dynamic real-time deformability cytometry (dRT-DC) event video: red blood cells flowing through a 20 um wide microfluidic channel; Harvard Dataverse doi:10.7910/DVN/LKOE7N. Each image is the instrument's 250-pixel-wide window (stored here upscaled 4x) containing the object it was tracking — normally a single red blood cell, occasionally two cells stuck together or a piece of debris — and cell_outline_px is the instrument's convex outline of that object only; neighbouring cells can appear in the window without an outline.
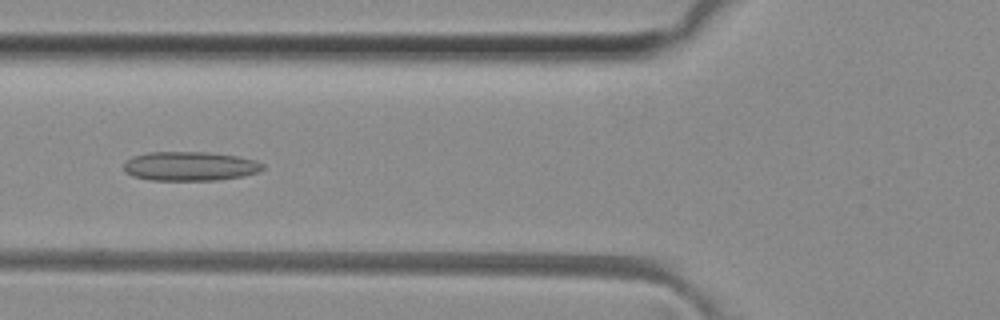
{"species": "common noctule bat (a hibernating species)", "species_latin": "Nyctalus noctula", "temperature_condition": "room temperature", "stored_images_in_passage": 37, "camera_frame_rate_fps": 3000, "um_per_image_px": 0.085, "animal": {"sex": "female", "body_mass_g": 29.2, "forearm_length_mm": 56.3}, "frame": {"image": 1, "passage_image": 6, "time_ms": 1.667, "image_size_px": [1000, 320], "cell_outline_px": [[264, 168], [260, 172], [244, 176], [216, 180], [148, 180], [132, 176], [124, 168], [124, 164], [132, 156], [148, 152], [208, 152], [236, 156], [256, 160], [264, 164]], "centroid_in_image_um": [16.18, 14.13], "position_along_channel_um": 109.6, "area_um2": 23.7}}
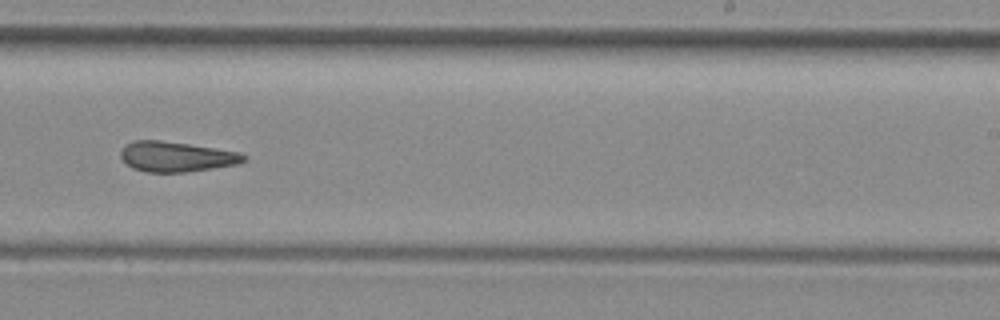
{"frame": {"image": 2, "passage_image": 18, "time_ms": 5.667, "image_size_px": [1000, 320], "cell_outline_px": [[248, 156], [244, 160], [236, 164], [212, 168], [184, 172], [144, 172], [132, 168], [120, 156], [120, 152], [124, 144], [136, 140], [160, 140], [188, 144], [240, 152]], "centroid_in_image_um": [14.95, 13.31], "position_along_channel_um": 274.0, "area_um2": 21.5}}
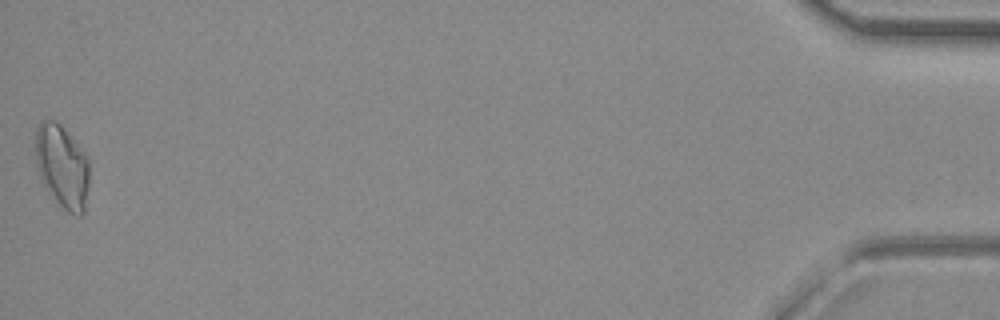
{"frame": {"image": 3, "passage_image": 37, "time_ms": 12.0, "image_size_px": [1000, 320], "cell_outline_px": [[88, 188], [84, 212], [80, 216], [76, 216], [68, 212], [56, 204], [48, 192], [40, 176], [36, 164], [36, 128], [40, 120], [56, 120], [60, 124], [88, 160]], "centroid_in_image_um": [5.26, 14.19], "position_along_channel_um": 429.9, "area_um2": 25.89}, "authors_computed_cell_mechanics": {"area_um2": 22.1374, "velocity_mm_per_s": 4.1101, "shape_relaxation_time_tau1_ms": null, "shape_relaxation_time_tau2_ms": 6.7892, "deformation_change_tau1": null, "deformation_change_tau2": 0.195}}